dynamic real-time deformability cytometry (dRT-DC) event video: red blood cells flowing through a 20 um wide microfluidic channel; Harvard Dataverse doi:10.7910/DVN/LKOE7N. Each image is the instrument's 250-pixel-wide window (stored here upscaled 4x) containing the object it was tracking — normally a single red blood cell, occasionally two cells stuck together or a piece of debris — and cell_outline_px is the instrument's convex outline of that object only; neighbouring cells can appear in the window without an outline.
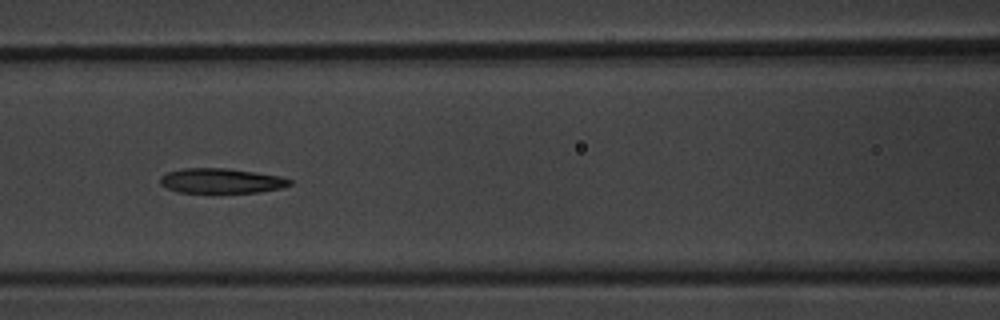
{"species": "common noctule bat (a hibernating species)", "species_latin": "Nyctalus noctula", "temperature_condition": "warm", "stored_images_in_passage": 11, "camera_frame_rate_fps": 3000, "um_per_image_px": 0.085, "animal": {"sex": "male", "body_mass_g": 20.1, "forearm_length_mm": 53.5}, "frame": {"image": 1, "passage_image": 7, "time_ms": 7.667, "image_size_px": [1000, 320], "cell_outline_px": [[292, 184], [284, 188], [260, 192], [176, 192], [160, 184], [160, 176], [168, 172], [180, 168], [224, 168], [256, 172], [280, 176], [292, 180]], "centroid_in_image_um": [18.82, 15.36], "position_along_channel_um": 147.8, "area_um2": 18.84}}
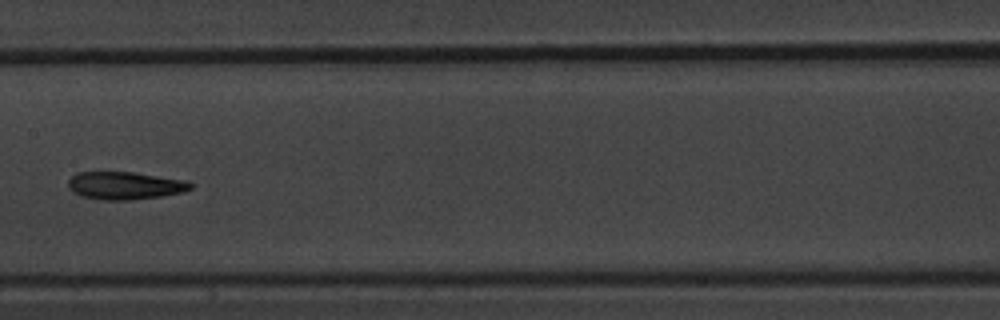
{"frame": {"image": 2, "passage_image": 8, "time_ms": 9.0, "image_size_px": [1000, 320], "cell_outline_px": [[192, 188], [184, 192], [164, 196], [132, 200], [100, 200], [80, 196], [72, 192], [68, 188], [68, 180], [76, 172], [132, 172], [188, 180], [192, 184]], "centroid_in_image_um": [10.62, 15.78], "position_along_channel_um": 196.8, "area_um2": 20.11}}